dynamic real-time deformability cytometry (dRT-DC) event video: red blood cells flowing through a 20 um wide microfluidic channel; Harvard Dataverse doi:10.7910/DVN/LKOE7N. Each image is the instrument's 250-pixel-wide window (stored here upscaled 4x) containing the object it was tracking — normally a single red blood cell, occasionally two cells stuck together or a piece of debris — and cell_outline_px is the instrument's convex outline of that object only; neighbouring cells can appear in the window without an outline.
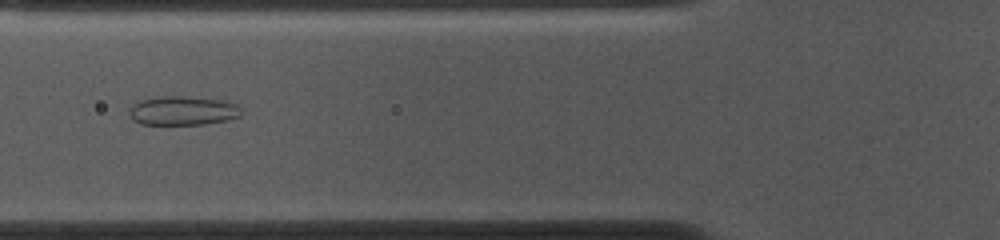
{"species": "common noctule bat (a hibernating species)", "species_latin": "Nyctalus noctula", "temperature_condition": "cold", "stored_images_in_passage": 53, "camera_frame_rate_fps": 3000, "um_per_image_px": 0.085, "animal": {"sex": "female", "body_mass_g": 10.0, "forearm_length_mm": 53.1}, "frame": {"image": 1, "passage_image": 19, "time_ms": 6.0, "image_size_px": [1000, 240], "cell_outline_px": [[240, 116], [228, 120], [204, 124], [140, 124], [132, 120], [128, 112], [140, 100], [164, 96], [180, 96], [224, 100], [236, 104], [240, 108]], "centroid_in_image_um": [15.55, 9.41], "position_along_channel_um": 110.2, "area_um2": 18.79}}
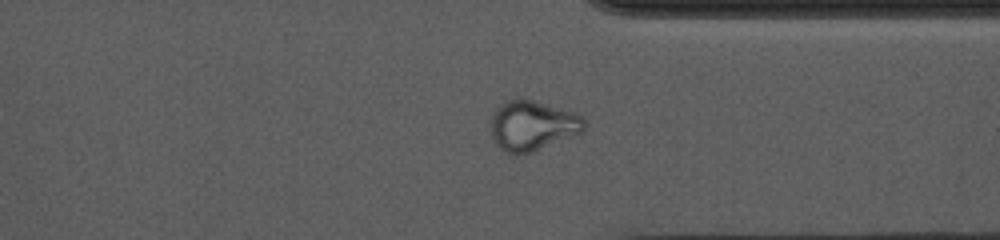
{"frame": {"image": 2, "passage_image": 40, "time_ms": 13.0, "image_size_px": [1000, 240], "cell_outline_px": [[584, 132], [532, 152], [516, 156], [500, 148], [496, 144], [492, 136], [492, 116], [496, 108], [500, 104], [516, 96], [532, 100], [576, 112], [584, 116]], "centroid_in_image_um": [45.28, 10.66], "position_along_channel_um": 366.1, "area_um2": 27.51}}
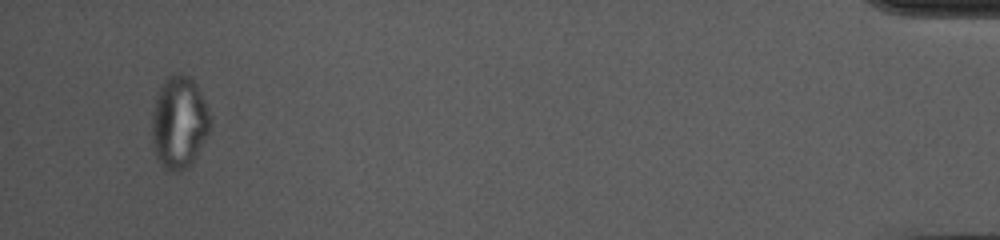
{"frame": {"image": 3, "passage_image": 51, "time_ms": 16.667, "image_size_px": [1000, 240], "cell_outline_px": [[208, 132], [204, 140], [192, 160], [184, 168], [176, 172], [168, 172], [160, 164], [156, 156], [152, 144], [152, 112], [160, 84], [168, 76], [180, 72], [188, 76], [196, 84], [208, 108]], "centroid_in_image_um": [15.17, 10.38], "position_along_channel_um": 420.0, "area_um2": 30.92}, "authors_computed_cell_mechanics": {"area_um2": 25.7788, "velocity_mm_per_s": 3.6811, "shape_relaxation_time_tau1_ms": null, "shape_relaxation_time_tau2_ms": 1.5234, "deformation_change_tau1": null, "deformation_change_tau2": 0.0679}}